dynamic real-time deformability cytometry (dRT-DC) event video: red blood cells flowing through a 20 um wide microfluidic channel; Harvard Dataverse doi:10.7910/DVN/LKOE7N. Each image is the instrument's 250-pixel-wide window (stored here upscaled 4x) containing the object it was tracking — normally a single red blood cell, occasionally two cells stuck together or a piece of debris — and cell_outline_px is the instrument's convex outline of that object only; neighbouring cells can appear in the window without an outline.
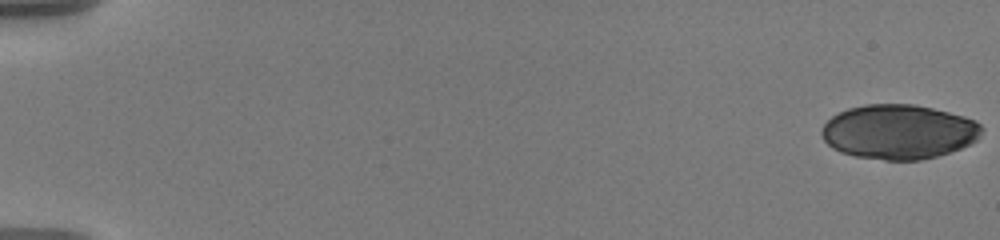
{"species": "human", "species_latin": "Homo sapiens", "temperature_condition": "warm", "stored_images_in_passage": 57, "segment_of_instrument_passage": [1, 2], "camera_frame_rate_fps": 3000, "um_per_image_px": 0.085, "donor": {"sex": "male"}, "frame": {"image": 1, "passage_image": 1, "time_ms": 0.0, "image_size_px": [1000, 240], "cell_outline_px": [[984, 128], [976, 140], [972, 144], [936, 156], [920, 160], [884, 160], [856, 156], [840, 152], [832, 148], [824, 140], [820, 132], [824, 124], [832, 116], [848, 108], [864, 104], [916, 104], [964, 116], [976, 120]], "centroid_in_image_um": [76.39, 11.2], "position_along_channel_um": 8.6, "area_um2": 50.98}}
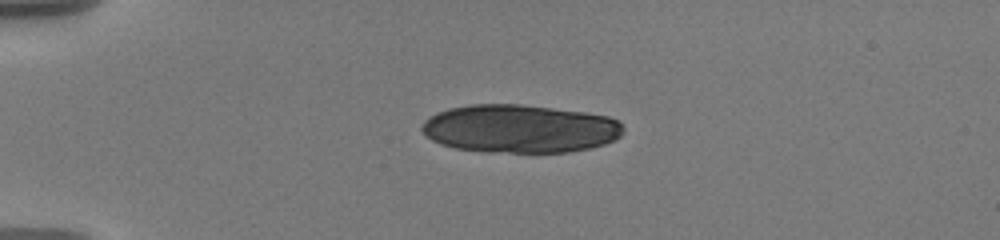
{"frame": {"image": 2, "passage_image": 15, "time_ms": 4.667, "image_size_px": [1000, 240], "cell_outline_px": [[624, 132], [620, 136], [604, 144], [588, 148], [568, 152], [488, 152], [456, 148], [440, 144], [432, 140], [420, 128], [424, 120], [428, 116], [436, 112], [448, 108], [468, 104], [520, 104], [584, 112], [608, 116], [620, 120], [624, 124]], "centroid_in_image_um": [44.18, 10.93], "position_along_channel_um": 40.8, "area_um2": 56.88}}